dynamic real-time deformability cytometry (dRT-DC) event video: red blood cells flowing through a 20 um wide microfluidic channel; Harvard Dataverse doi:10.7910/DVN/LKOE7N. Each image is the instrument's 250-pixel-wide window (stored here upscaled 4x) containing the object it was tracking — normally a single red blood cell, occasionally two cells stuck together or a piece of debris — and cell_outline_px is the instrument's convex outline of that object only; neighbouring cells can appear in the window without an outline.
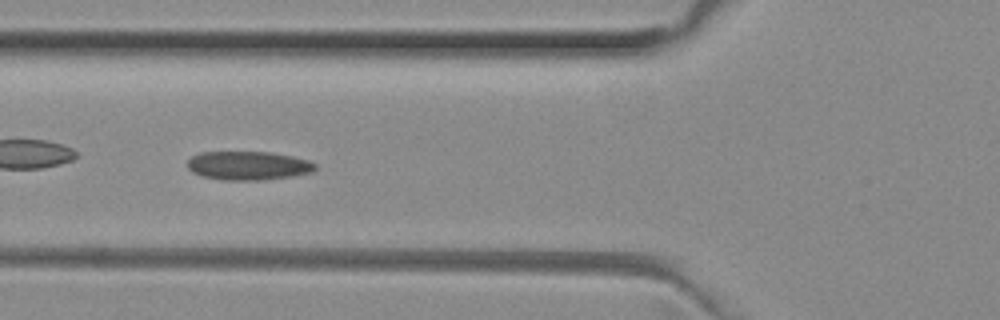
{"species": "common noctule bat (a hibernating species)", "species_latin": "Nyctalus noctula", "temperature_condition": "room temperature", "stored_images_in_passage": 38, "camera_frame_rate_fps": 3000, "um_per_image_px": 0.085, "animal": {"sex": "female", "body_mass_g": 29.2, "forearm_length_mm": 56.3}, "frame": {"image": 1, "passage_image": 4, "time_ms": 1.0, "image_size_px": [1000, 320], "cell_outline_px": [[316, 168], [312, 172], [292, 176], [260, 180], [224, 180], [200, 176], [192, 172], [188, 168], [188, 160], [192, 156], [200, 152], [268, 152], [292, 156], [308, 160], [316, 164]], "centroid_in_image_um": [21.08, 14.08], "position_along_channel_um": 104.7, "area_um2": 21.39}}
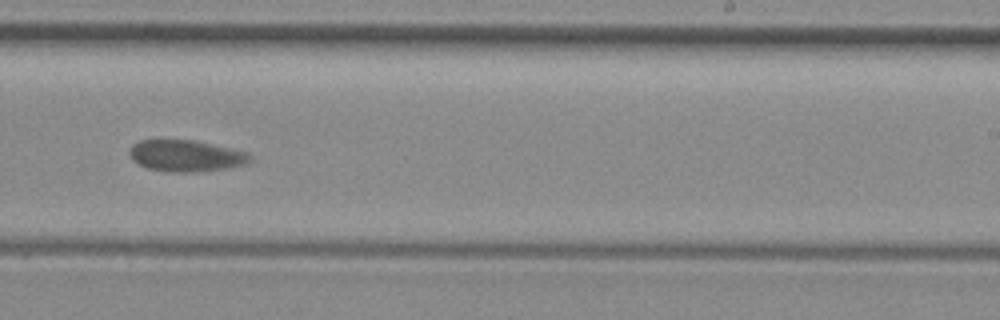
{"frame": {"image": 2, "passage_image": 17, "time_ms": 5.333, "image_size_px": [1000, 320], "cell_outline_px": [[252, 160], [244, 164], [224, 168], [200, 172], [168, 172], [148, 168], [132, 160], [128, 152], [132, 144], [140, 140], [196, 140], [248, 152], [252, 156]], "centroid_in_image_um": [15.8, 13.24], "position_along_channel_um": 273.2, "area_um2": 22.2}}
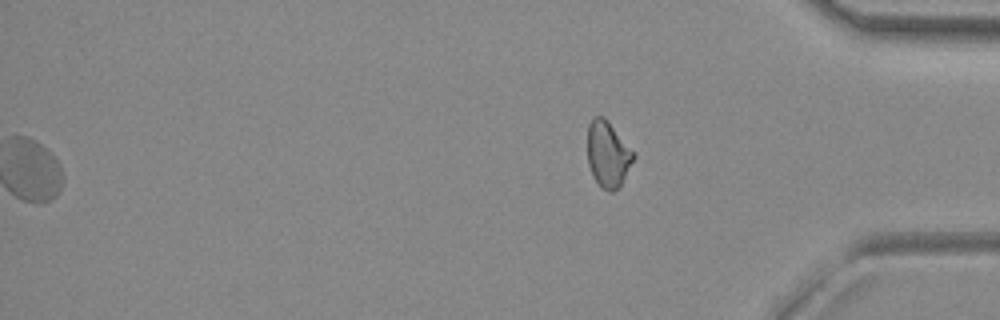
{"frame": {"image": 3, "passage_image": 38, "time_ms": 12.333, "image_size_px": [1000, 320], "cell_outline_px": [[636, 156], [620, 188], [612, 192], [608, 192], [600, 188], [592, 176], [588, 164], [588, 124], [596, 116], [604, 116], [608, 120], [636, 152]], "centroid_in_image_um": [51.7, 13.14], "position_along_channel_um": 383.5, "area_um2": 18.26}, "authors_computed_cell_mechanics": {"area_um2": 22.3686, "velocity_mm_per_s": 3.8932, "shape_relaxation_time_tau1_ms": null, "shape_relaxation_time_tau2_ms": 6.0442, "deformation_change_tau1": null, "deformation_change_tau2": 0.0673}}